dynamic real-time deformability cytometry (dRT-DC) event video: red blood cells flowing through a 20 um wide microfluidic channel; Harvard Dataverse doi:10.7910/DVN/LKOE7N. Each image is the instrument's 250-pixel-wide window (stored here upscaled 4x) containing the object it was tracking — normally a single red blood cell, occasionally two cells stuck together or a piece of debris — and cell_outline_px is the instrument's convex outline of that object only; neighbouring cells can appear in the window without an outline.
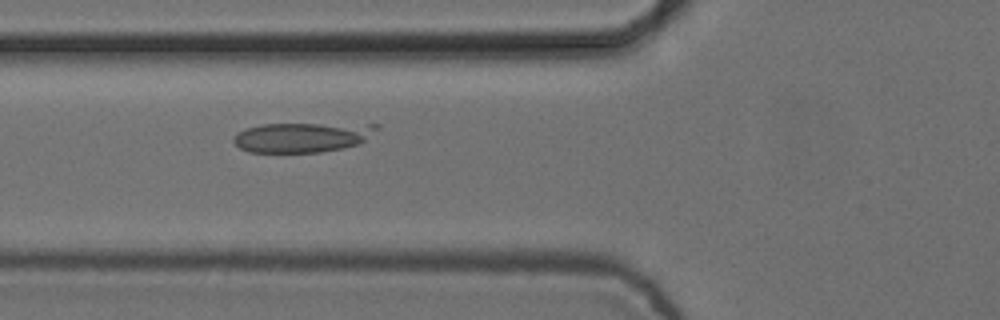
{"species": "common noctule bat (a hibernating species)", "species_latin": "Nyctalus noctula", "temperature_condition": "cold", "stored_images_in_passage": 3, "camera_frame_rate_fps": 3000, "um_per_image_px": 0.085, "animal": {"sex": "female", "body_mass_g": 24.6, "forearm_length_mm": 56.2}, "frame": {"image": 1, "passage_image": 3, "time_ms": 0.667, "image_size_px": [1000, 320], "cell_outline_px": [[380, 128], [360, 144], [344, 148], [320, 152], [248, 152], [240, 148], [232, 140], [236, 132], [244, 128], [260, 124], [380, 124]], "centroid_in_image_um": [25.69, 11.66], "position_along_channel_um": 100.1, "area_um2": 25.09}}